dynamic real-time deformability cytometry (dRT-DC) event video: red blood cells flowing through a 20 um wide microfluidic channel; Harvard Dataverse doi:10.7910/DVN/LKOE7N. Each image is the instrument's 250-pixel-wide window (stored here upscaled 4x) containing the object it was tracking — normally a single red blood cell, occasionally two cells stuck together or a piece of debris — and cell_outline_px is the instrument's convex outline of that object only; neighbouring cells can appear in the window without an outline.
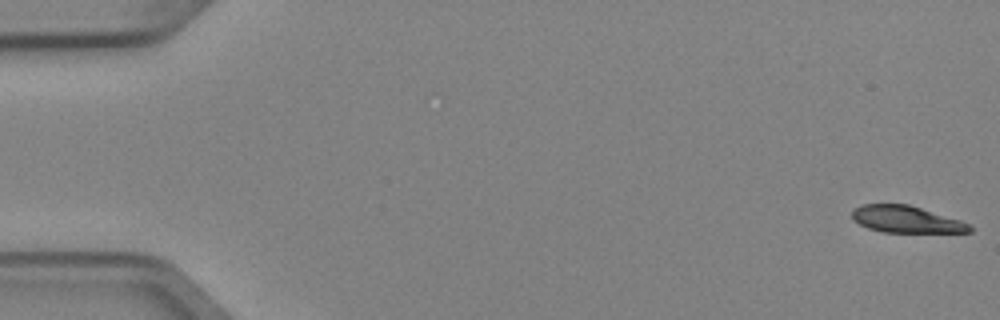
{"species": "Egyptian fruit bat (a non-hibernating species)", "species_latin": "Rousettus aegyptiacus", "temperature_condition": "cold", "stored_images_in_passage": 6, "segment_of_instrument_passage": [1, 2], "camera_frame_rate_fps": 3000, "um_per_image_px": 0.085, "animal": {"sex": "female"}, "frame": {"image": 1, "passage_image": 1, "time_ms": 0.0, "image_size_px": [1000, 320], "cell_outline_px": [[972, 232], [884, 232], [868, 228], [852, 220], [852, 208], [864, 204], [908, 204], [960, 220], [972, 224]], "centroid_in_image_um": [77.02, 18.64], "position_along_channel_um": 8.0, "area_um2": 18.38}}